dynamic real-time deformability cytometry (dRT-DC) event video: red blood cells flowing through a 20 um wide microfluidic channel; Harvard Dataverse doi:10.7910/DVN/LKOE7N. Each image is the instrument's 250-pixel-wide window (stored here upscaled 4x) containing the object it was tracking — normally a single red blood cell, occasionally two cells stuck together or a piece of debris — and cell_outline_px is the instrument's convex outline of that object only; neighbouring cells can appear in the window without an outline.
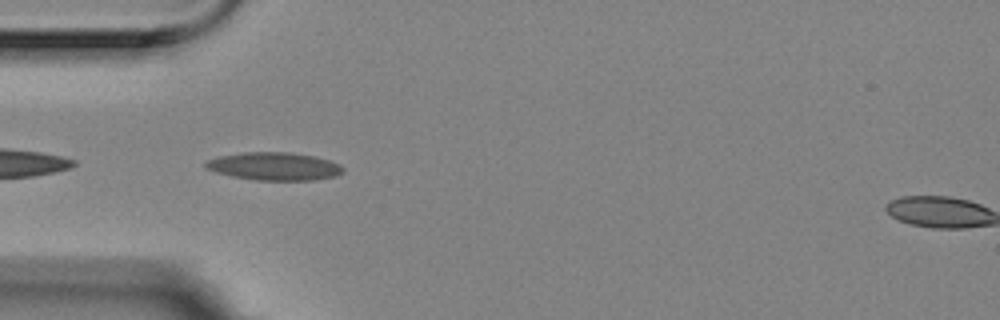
{"species": "Egyptian fruit bat (a non-hibernating species)", "species_latin": "Rousettus aegyptiacus", "temperature_condition": "room temperature", "stored_images_in_passage": 26, "camera_frame_rate_fps": 3000, "um_per_image_px": 0.085, "animal": {"sex": "female"}, "frame": {"image": 1, "passage_image": 2, "time_ms": 0.333, "image_size_px": [1000, 320], "cell_outline_px": [[344, 172], [336, 176], [312, 180], [256, 180], [232, 176], [216, 172], [204, 168], [204, 164], [208, 160], [216, 156], [244, 152], [292, 152], [316, 156], [340, 164], [344, 168]], "centroid_in_image_um": [23.31, 14.13], "position_along_channel_um": 61.7, "area_um2": 22.54}}
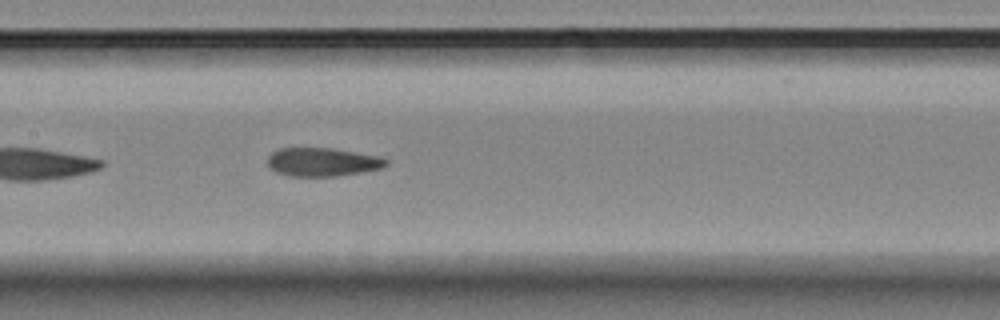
{"frame": {"image": 2, "passage_image": 12, "time_ms": 3.667, "image_size_px": [1000, 320], "cell_outline_px": [[388, 164], [384, 168], [336, 176], [288, 176], [276, 172], [268, 168], [268, 156], [272, 152], [280, 148], [332, 148], [380, 156], [388, 160]], "centroid_in_image_um": [27.41, 13.77], "position_along_channel_um": 180.0, "area_um2": 19.83}}
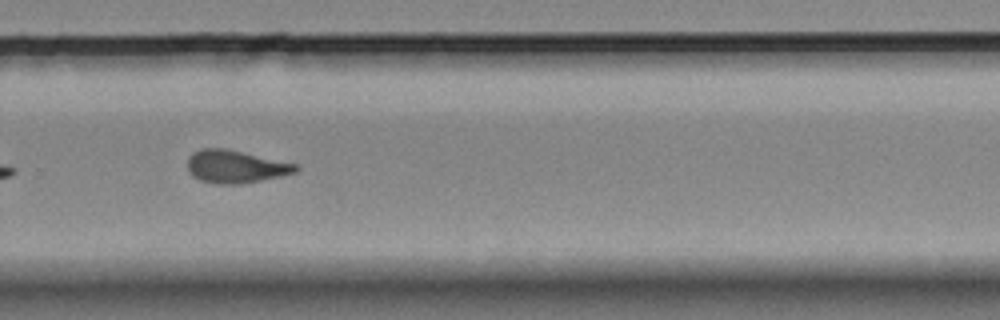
{"frame": {"image": 3, "passage_image": 23, "time_ms": 7.333, "image_size_px": [1000, 320], "cell_outline_px": [[300, 168], [296, 172], [280, 176], [240, 184], [216, 184], [200, 180], [192, 176], [188, 172], [188, 156], [192, 152], [200, 148], [228, 148], [296, 164]], "centroid_in_image_um": [19.98, 14.15], "position_along_channel_um": 309.8, "area_um2": 20.81}}